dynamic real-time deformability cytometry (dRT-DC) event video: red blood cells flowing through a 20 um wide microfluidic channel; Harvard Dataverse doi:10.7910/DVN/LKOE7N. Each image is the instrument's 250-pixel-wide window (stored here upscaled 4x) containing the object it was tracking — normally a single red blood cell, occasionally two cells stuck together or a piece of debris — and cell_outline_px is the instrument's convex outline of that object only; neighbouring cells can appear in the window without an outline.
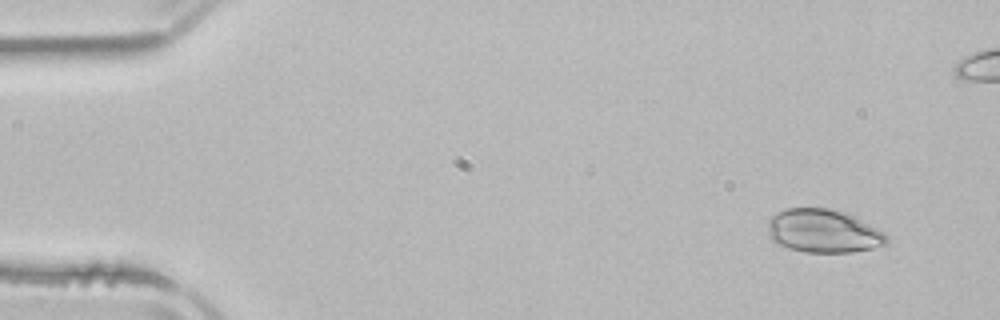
{"species": "common noctule bat (a hibernating species)", "species_latin": "Nyctalus noctula", "temperature_condition": "room temperature", "stored_images_in_passage": 6, "camera_frame_rate_fps": 3000, "um_per_image_px": 0.085, "animal": {"sex": "male", "body_mass_g": 21.5, "forearm_length_mm": 52.0}, "frame": {"image": 1, "passage_image": 1, "time_ms": 0.0, "image_size_px": [1000, 320], "cell_outline_px": [[888, 240], [884, 244], [872, 248], [852, 252], [804, 252], [788, 248], [772, 240], [768, 236], [768, 220], [776, 212], [788, 208], [828, 208], [852, 216], [884, 232], [888, 236]], "centroid_in_image_um": [69.94, 19.65], "position_along_channel_um": 15.1, "area_um2": 29.71}}
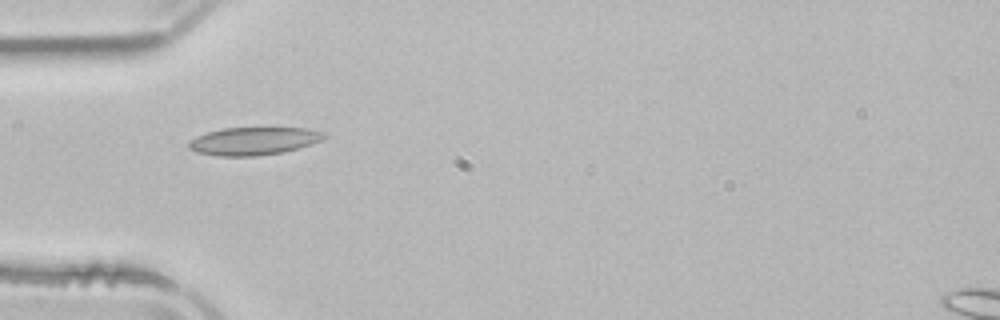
{"frame": {"image": 2, "passage_image": 5, "time_ms": 6.667, "image_size_px": [1000, 320], "cell_outline_px": [[328, 136], [324, 140], [312, 144], [284, 152], [256, 156], [216, 156], [196, 152], [188, 148], [188, 140], [196, 136], [208, 132], [224, 128], [304, 128], [328, 132]], "centroid_in_image_um": [21.59, 11.99], "position_along_channel_um": 63.4, "area_um2": 22.25}}
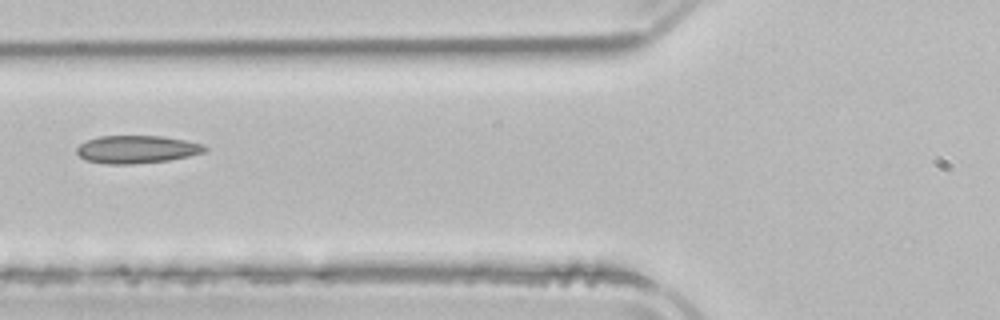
{"frame": {"image": 3, "passage_image": 6, "time_ms": 8.0, "image_size_px": [1000, 320], "cell_outline_px": [[208, 148], [204, 152], [188, 156], [168, 160], [132, 164], [104, 164], [84, 160], [76, 152], [76, 148], [80, 144], [88, 140], [100, 136], [160, 136], [184, 140], [204, 144]], "centroid_in_image_um": [11.6, 12.7], "position_along_channel_um": 114.2, "area_um2": 20.69}}